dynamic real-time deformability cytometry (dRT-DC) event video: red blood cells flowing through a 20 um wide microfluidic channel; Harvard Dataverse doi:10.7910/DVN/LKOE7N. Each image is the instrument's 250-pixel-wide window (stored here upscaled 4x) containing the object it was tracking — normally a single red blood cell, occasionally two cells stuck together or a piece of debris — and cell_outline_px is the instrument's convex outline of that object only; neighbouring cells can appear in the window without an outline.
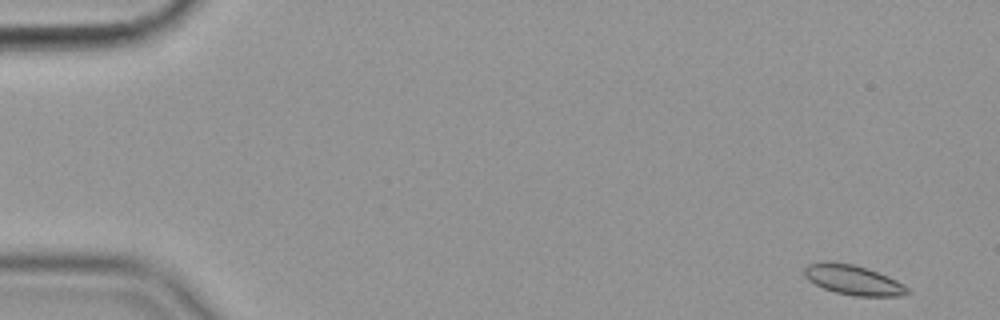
{"species": "common noctule bat (a hibernating species)", "species_latin": "Nyctalus noctula", "temperature_condition": "cold", "stored_images_in_passage": 55, "camera_frame_rate_fps": 3000, "um_per_image_px": 0.085, "animal": {"sex": "female", "body_mass_g": 19.9}, "frame": {"image": 1, "passage_image": 1, "time_ms": 0.0, "image_size_px": [1000, 320], "cell_outline_px": [[912, 292], [900, 296], [856, 296], [836, 292], [824, 288], [808, 280], [804, 276], [804, 268], [808, 264], [828, 260], [852, 264], [868, 268], [888, 276], [904, 284]], "centroid_in_image_um": [72.53, 23.78], "position_along_channel_um": 12.5, "area_um2": 18.03}}
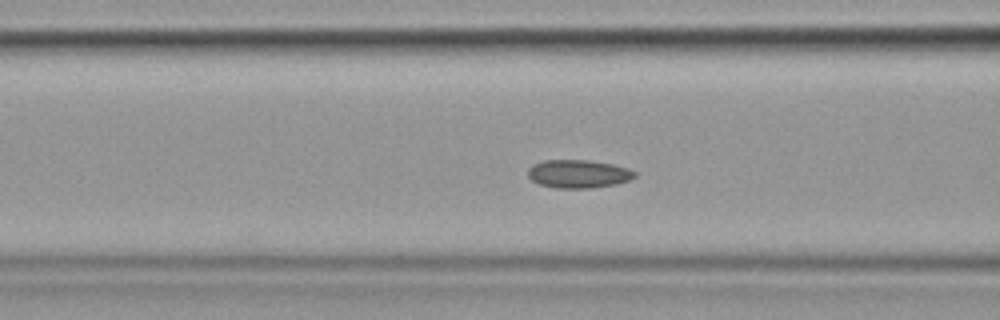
{"frame": {"image": 2, "passage_image": 21, "time_ms": 6.667, "image_size_px": [1000, 320], "cell_outline_px": [[636, 176], [628, 180], [616, 184], [592, 188], [556, 188], [540, 184], [532, 180], [528, 176], [528, 168], [532, 164], [544, 160], [588, 160], [612, 164], [628, 168], [636, 172]], "centroid_in_image_um": [49.15, 14.77], "position_along_channel_um": 117.5, "area_um2": 17.57}}
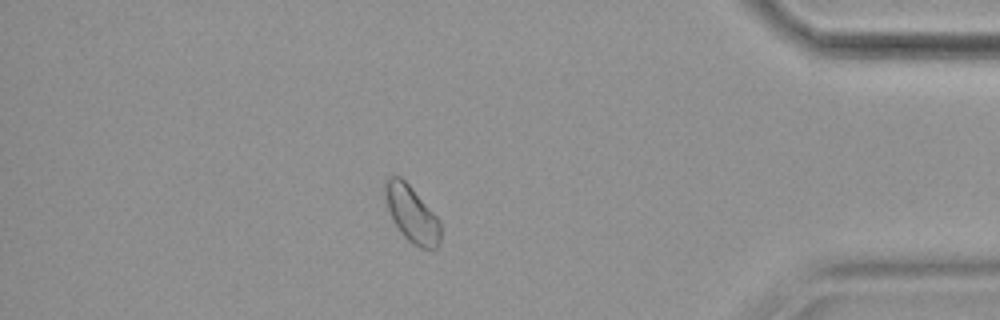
{"frame": {"image": 3, "passage_image": 48, "time_ms": 15.667, "image_size_px": [1000, 320], "cell_outline_px": [[440, 244], [436, 248], [420, 248], [412, 244], [400, 232], [392, 220], [384, 196], [384, 180], [388, 176], [400, 176], [412, 188], [440, 220]], "centroid_in_image_um": [34.98, 18.18], "position_along_channel_um": 400.2, "area_um2": 18.26}, "authors_computed_cell_mechanics": {"area_um2": 17.5712, "velocity_mm_per_s": 3.527, "shape_relaxation_time_tau1_ms": null, "shape_relaxation_time_tau2_ms": 4.1075, "deformation_change_tau1": null, "deformation_change_tau2": 0.0608}}